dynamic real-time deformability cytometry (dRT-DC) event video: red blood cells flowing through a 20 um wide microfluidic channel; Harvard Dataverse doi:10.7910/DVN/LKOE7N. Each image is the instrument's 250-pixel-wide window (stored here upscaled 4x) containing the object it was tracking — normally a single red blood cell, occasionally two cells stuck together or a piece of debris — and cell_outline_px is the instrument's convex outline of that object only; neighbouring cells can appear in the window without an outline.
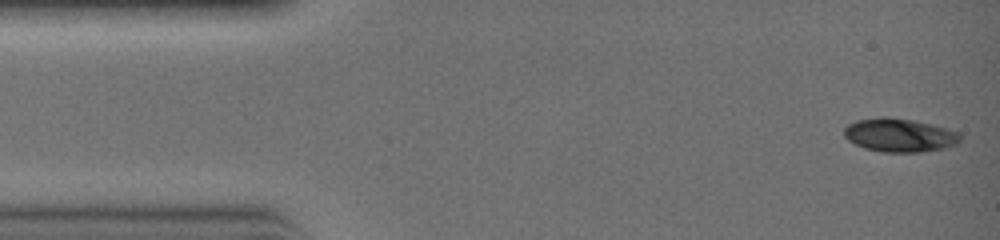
{"species": "common noctule bat (a hibernating species)", "species_latin": "Nyctalus noctula", "temperature_condition": "warm", "stored_images_in_passage": 6, "camera_frame_rate_fps": 3000, "um_per_image_px": 0.085, "animal": {"sex": "female", "body_mass_g": 19.0, "forearm_length_mm": 51.5}, "frame": {"image": 1, "passage_image": 1, "time_ms": 0.0, "image_size_px": [1000, 240], "cell_outline_px": [[960, 140], [956, 144], [944, 148], [920, 152], [884, 152], [864, 148], [848, 140], [844, 136], [844, 128], [848, 124], [856, 120], [880, 116], [884, 116], [912, 120], [960, 132]], "centroid_in_image_um": [76.42, 11.49], "position_along_channel_um": 8.6, "area_um2": 22.54}}
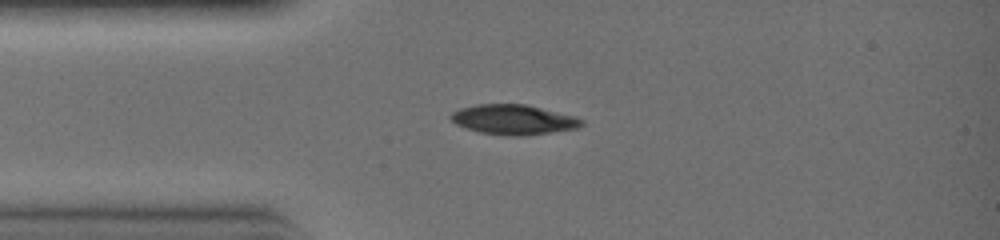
{"frame": {"image": 2, "passage_image": 6, "time_ms": 1.667, "image_size_px": [1000, 240], "cell_outline_px": [[584, 124], [576, 128], [552, 132], [524, 136], [504, 136], [480, 132], [464, 128], [456, 124], [448, 116], [452, 112], [460, 108], [476, 104], [524, 104], [576, 116], [584, 120]], "centroid_in_image_um": [43.63, 10.17], "position_along_channel_um": 41.4, "area_um2": 22.95}}